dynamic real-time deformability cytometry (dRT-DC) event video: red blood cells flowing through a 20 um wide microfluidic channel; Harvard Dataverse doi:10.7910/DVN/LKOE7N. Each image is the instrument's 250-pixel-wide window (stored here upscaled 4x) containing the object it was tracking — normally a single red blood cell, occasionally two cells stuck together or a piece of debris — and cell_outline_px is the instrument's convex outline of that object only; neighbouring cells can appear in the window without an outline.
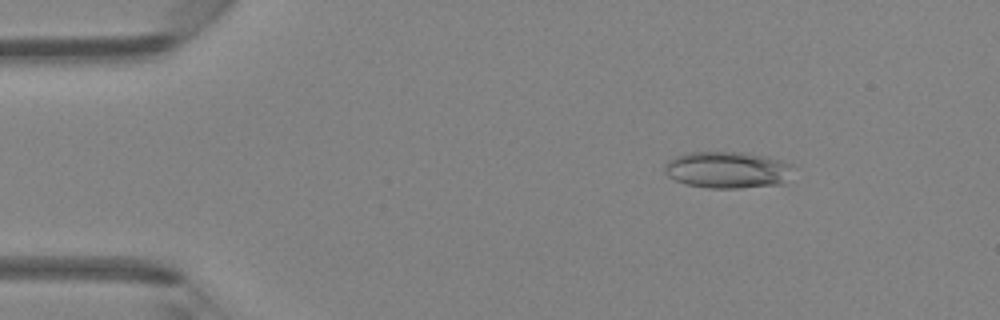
{"species": "Egyptian fruit bat (a non-hibernating species)", "species_latin": "Rousettus aegyptiacus", "temperature_condition": "room temperature", "stored_images_in_passage": 47, "camera_frame_rate_fps": 3000, "um_per_image_px": 0.085, "animal": {"sex": "female"}, "frame": {"image": 1, "passage_image": 7, "time_ms": 2.0, "image_size_px": [1000, 320], "cell_outline_px": [[792, 164], [784, 184], [740, 188], [708, 188], [684, 184], [668, 176], [664, 172], [664, 164], [668, 160], [684, 152], [744, 152], [768, 156]], "centroid_in_image_um": [61.78, 14.43], "position_along_channel_um": 23.2, "area_um2": 27.69}}
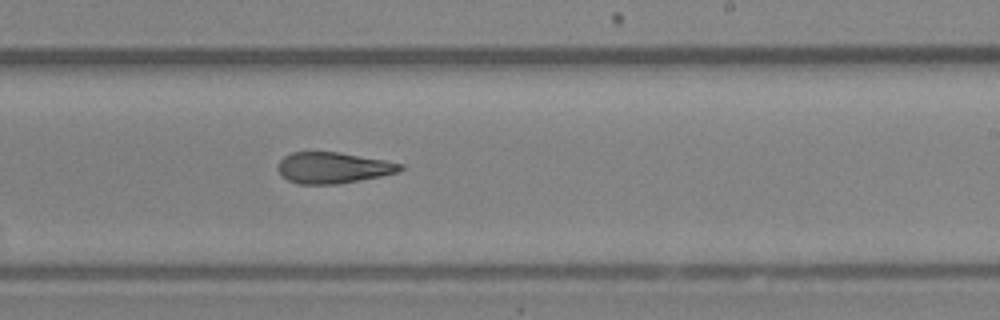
{"frame": {"image": 2, "passage_image": 29, "time_ms": 9.333, "image_size_px": [1000, 320], "cell_outline_px": [[404, 168], [400, 172], [360, 180], [336, 184], [296, 184], [288, 180], [276, 168], [280, 160], [284, 156], [292, 152], [340, 152], [384, 160], [404, 164]], "centroid_in_image_um": [28.32, 14.26], "position_along_channel_um": 260.7, "area_um2": 22.2}}
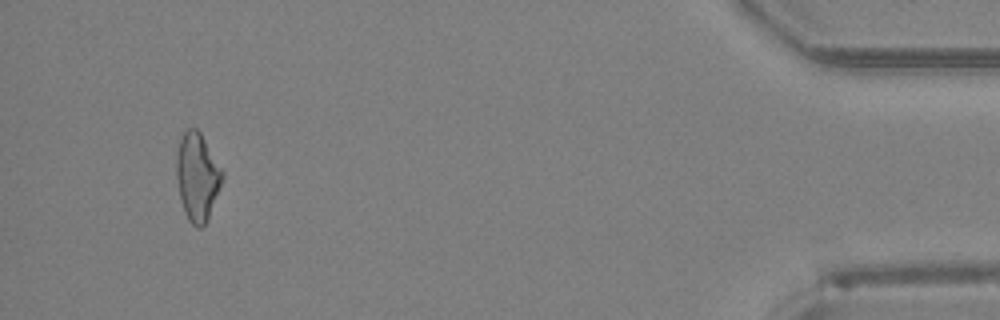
{"frame": {"image": 3, "passage_image": 45, "time_ms": 14.667, "image_size_px": [1000, 320], "cell_outline_px": [[224, 176], [208, 220], [200, 228], [196, 228], [188, 220], [184, 212], [180, 196], [176, 176], [176, 152], [180, 140], [184, 132], [188, 128], [196, 128], [200, 132], [224, 172]], "centroid_in_image_um": [16.77, 15.04], "position_along_channel_um": 418.4, "area_um2": 23.47}, "authors_computed_cell_mechanics": {"area_um2": 23.6402, "velocity_mm_per_s": 4.3007, "shape_relaxation_time_tau1_ms": null, "shape_relaxation_time_tau2_ms": 4.0123, "deformation_change_tau1": null, "deformation_change_tau2": 0.1525}}